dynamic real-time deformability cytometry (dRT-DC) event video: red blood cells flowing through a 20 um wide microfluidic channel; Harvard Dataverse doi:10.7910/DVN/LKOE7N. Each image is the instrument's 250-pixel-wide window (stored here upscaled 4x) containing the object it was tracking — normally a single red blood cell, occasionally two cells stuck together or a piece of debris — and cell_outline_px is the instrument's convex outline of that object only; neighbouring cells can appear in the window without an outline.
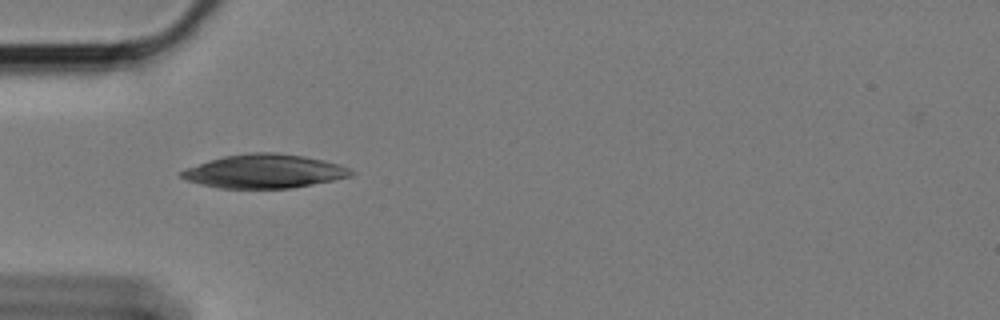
{"species": "Egyptian fruit bat (a non-hibernating species)", "species_latin": "Rousettus aegyptiacus", "temperature_condition": "cold", "stored_images_in_passage": 32, "camera_frame_rate_fps": 3000, "um_per_image_px": 0.085, "animal": {"sex": "female"}, "frame": {"image": 1, "passage_image": 1, "time_ms": 0.0, "image_size_px": [1000, 320], "cell_outline_px": [[356, 172], [352, 176], [312, 184], [288, 188], [220, 188], [188, 180], [180, 176], [180, 172], [184, 168], [224, 156], [248, 152], [276, 152], [304, 156], [324, 160], [340, 164]], "centroid_in_image_um": [22.49, 14.54], "position_along_channel_um": 62.5, "area_um2": 33.18}}
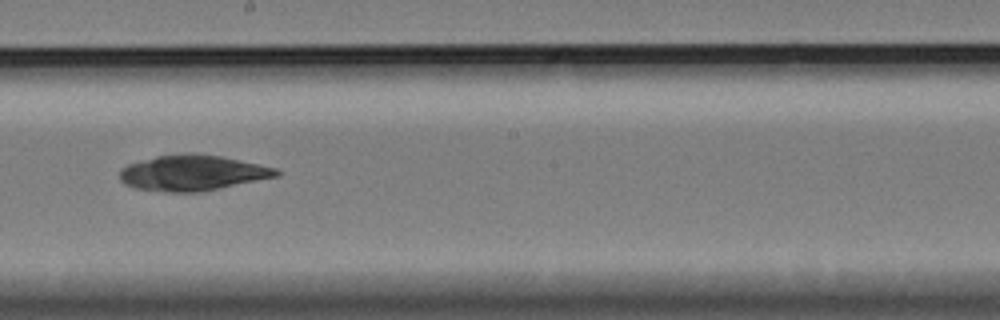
{"frame": {"image": 2, "passage_image": 16, "time_ms": 5.0, "image_size_px": [1000, 320], "cell_outline_px": [[280, 176], [200, 192], [168, 192], [136, 188], [124, 184], [120, 180], [120, 168], [128, 164], [156, 156], [184, 152], [196, 152], [220, 156], [276, 168], [280, 172]], "centroid_in_image_um": [16.35, 14.68], "position_along_channel_um": 231.9, "area_um2": 32.6}}
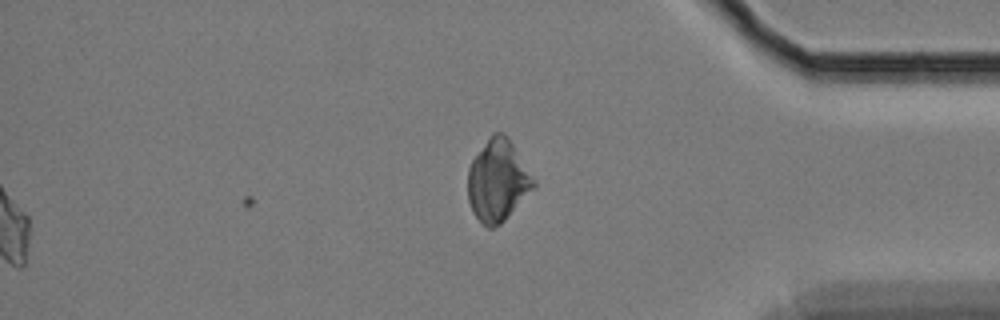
{"frame": {"image": 3, "passage_image": 32, "time_ms": 10.333, "image_size_px": [1000, 320], "cell_outline_px": [[536, 188], [500, 224], [492, 228], [488, 228], [472, 212], [468, 200], [468, 168], [472, 160], [492, 132], [504, 132], [508, 136], [536, 180]], "centroid_in_image_um": [42.33, 15.33], "position_along_channel_um": 392.9, "area_um2": 31.5}}